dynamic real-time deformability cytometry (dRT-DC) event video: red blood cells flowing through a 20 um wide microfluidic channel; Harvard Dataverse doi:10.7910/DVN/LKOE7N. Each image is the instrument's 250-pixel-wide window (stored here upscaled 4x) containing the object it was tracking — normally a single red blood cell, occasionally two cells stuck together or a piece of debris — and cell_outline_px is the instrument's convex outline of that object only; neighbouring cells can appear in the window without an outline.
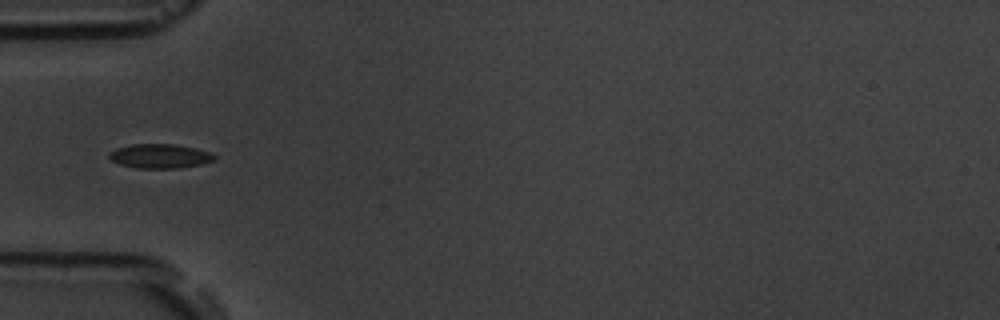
{"species": "common noctule bat (a hibernating species)", "species_latin": "Nyctalus noctula", "temperature_condition": "room temperature", "stored_images_in_passage": 8, "segment_of_instrument_passage": [2, 2], "camera_frame_rate_fps": 3000, "um_per_image_px": 0.085, "animal": {"sex": "male", "body_mass_g": 19.5, "forearm_length_mm": 54.6}, "frame": {"image": 1, "passage_image": 6, "time_ms": 5.667, "image_size_px": [1000, 320], "cell_outline_px": [[216, 156], [212, 160], [200, 164], [176, 168], [136, 168], [120, 164], [112, 160], [108, 156], [108, 152], [116, 148], [132, 144], [176, 144], [196, 148], [208, 152]], "centroid_in_image_um": [13.54, 13.26], "position_along_channel_um": 71.5, "area_um2": 14.74}}
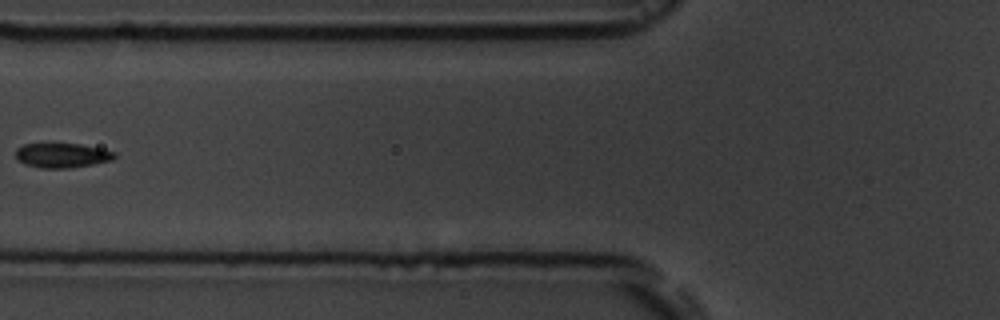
{"frame": {"image": 2, "passage_image": 7, "time_ms": 7.0, "image_size_px": [1000, 320], "cell_outline_px": [[116, 156], [112, 160], [92, 164], [68, 168], [40, 168], [24, 164], [16, 160], [16, 148], [24, 144], [80, 144], [100, 148], [116, 152]], "centroid_in_image_um": [5.25, 13.21], "position_along_channel_um": 120.5, "area_um2": 14.16}}
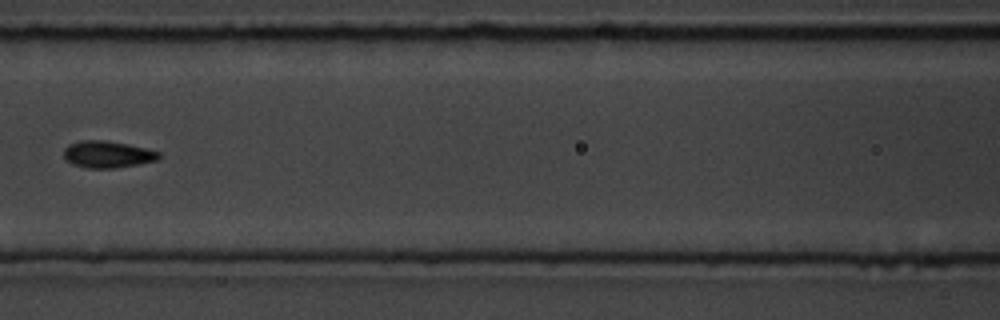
{"frame": {"image": 3, "passage_image": 8, "time_ms": 8.0, "image_size_px": [1000, 320], "cell_outline_px": [[160, 156], [156, 160], [116, 168], [88, 168], [72, 164], [64, 156], [64, 148], [68, 144], [80, 140], [104, 140], [128, 144], [160, 152]], "centroid_in_image_um": [9.1, 13.11], "position_along_channel_um": 157.5, "area_um2": 14.74}}